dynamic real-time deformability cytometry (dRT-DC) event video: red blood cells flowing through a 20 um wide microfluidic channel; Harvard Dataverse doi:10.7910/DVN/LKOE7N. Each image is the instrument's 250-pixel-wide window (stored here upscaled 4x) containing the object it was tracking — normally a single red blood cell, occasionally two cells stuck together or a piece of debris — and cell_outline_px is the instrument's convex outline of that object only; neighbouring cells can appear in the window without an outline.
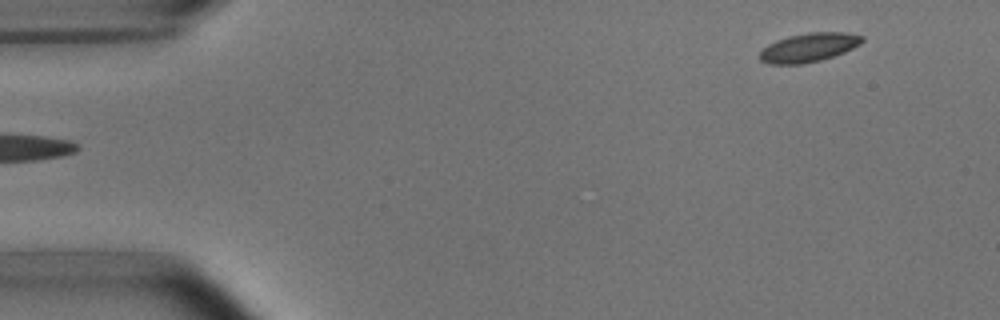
{"species": "common noctule bat (a hibernating species)", "species_latin": "Nyctalus noctula", "temperature_condition": "room temperature", "stored_images_in_passage": 5, "camera_frame_rate_fps": 3000, "um_per_image_px": 0.085, "animal": {"sex": "male", "body_mass_g": 15.6}, "frame": {"image": 1, "passage_image": 5, "time_ms": 4.667, "image_size_px": [1000, 320], "cell_outline_px": [[864, 40], [860, 44], [844, 52], [820, 60], [804, 64], [768, 64], [760, 60], [760, 52], [768, 44], [776, 40], [788, 36], [808, 32], [844, 32], [864, 36]], "centroid_in_image_um": [68.74, 4.03], "position_along_channel_um": 16.3, "area_um2": 17.22}}